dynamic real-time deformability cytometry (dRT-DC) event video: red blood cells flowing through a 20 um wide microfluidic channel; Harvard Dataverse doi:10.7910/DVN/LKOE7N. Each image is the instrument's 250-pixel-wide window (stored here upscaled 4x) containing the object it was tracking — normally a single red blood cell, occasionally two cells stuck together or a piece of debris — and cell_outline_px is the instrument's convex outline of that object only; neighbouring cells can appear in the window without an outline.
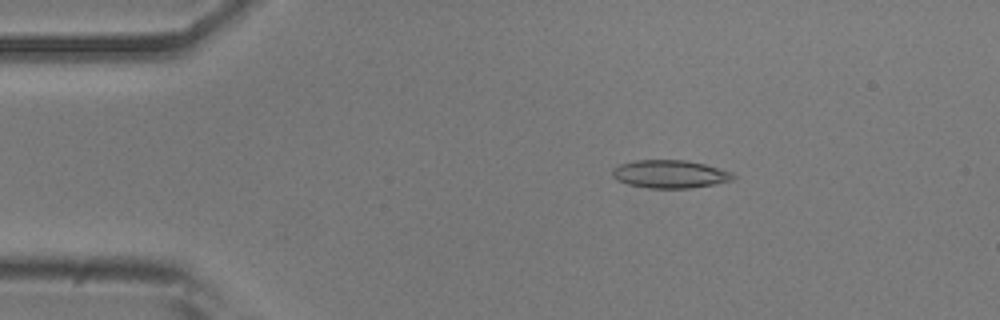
{"species": "common noctule bat (a hibernating species)", "species_latin": "Nyctalus noctula", "temperature_condition": "room temperature", "stored_images_in_passage": 52, "camera_frame_rate_fps": 3000, "um_per_image_px": 0.085, "animal": {"sex": "male", "body_mass_g": 20.5, "forearm_length_mm": 52.5}, "frame": {"image": 1, "passage_image": 8, "time_ms": 2.333, "image_size_px": [1000, 320], "cell_outline_px": [[736, 176], [732, 180], [712, 184], [688, 188], [648, 188], [628, 184], [616, 180], [612, 176], [612, 168], [620, 164], [636, 160], [684, 160], [704, 164], [732, 172]], "centroid_in_image_um": [56.91, 14.79], "position_along_channel_um": 28.1, "area_um2": 19.59}}
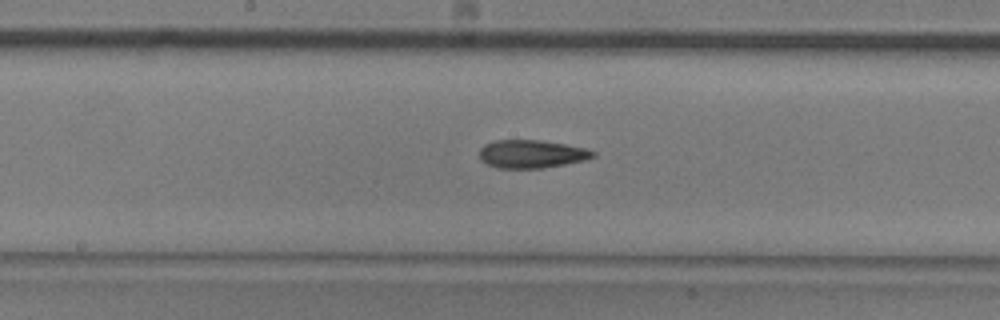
{"frame": {"image": 2, "passage_image": 26, "time_ms": 8.333, "image_size_px": [1000, 320], "cell_outline_px": [[596, 156], [588, 160], [540, 168], [500, 168], [488, 164], [480, 160], [480, 148], [484, 144], [496, 140], [540, 140], [588, 148], [596, 152]], "centroid_in_image_um": [45.22, 13.08], "position_along_channel_um": 203.0, "area_um2": 18.67}}
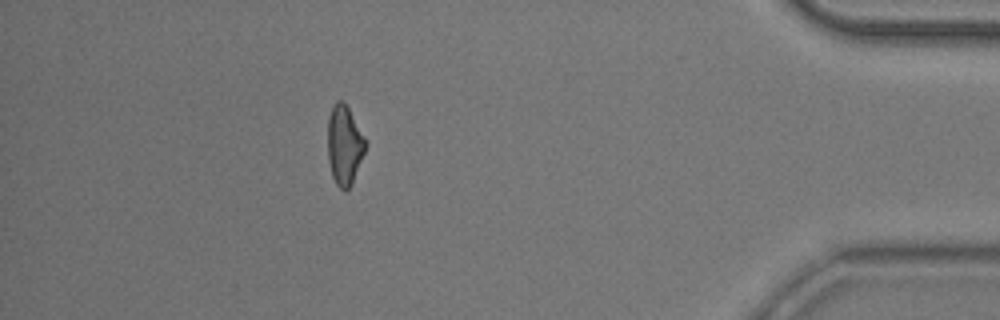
{"frame": {"image": 3, "passage_image": 46, "time_ms": 15.0, "image_size_px": [1000, 320], "cell_outline_px": [[368, 144], [352, 184], [344, 192], [336, 184], [332, 176], [328, 160], [328, 116], [336, 100], [344, 100], [368, 140]], "centroid_in_image_um": [29.3, 12.31], "position_along_channel_um": 405.9, "area_um2": 17.92}, "authors_computed_cell_mechanics": {"area_um2": 18.6116, "velocity_mm_per_s": 3.7975, "shape_relaxation_time_tau1_ms": 8.4545, "shape_relaxation_time_tau2_ms": 7.9926, "deformation_change_tau1": 0.2117, "deformation_change_tau2": 0.179}}